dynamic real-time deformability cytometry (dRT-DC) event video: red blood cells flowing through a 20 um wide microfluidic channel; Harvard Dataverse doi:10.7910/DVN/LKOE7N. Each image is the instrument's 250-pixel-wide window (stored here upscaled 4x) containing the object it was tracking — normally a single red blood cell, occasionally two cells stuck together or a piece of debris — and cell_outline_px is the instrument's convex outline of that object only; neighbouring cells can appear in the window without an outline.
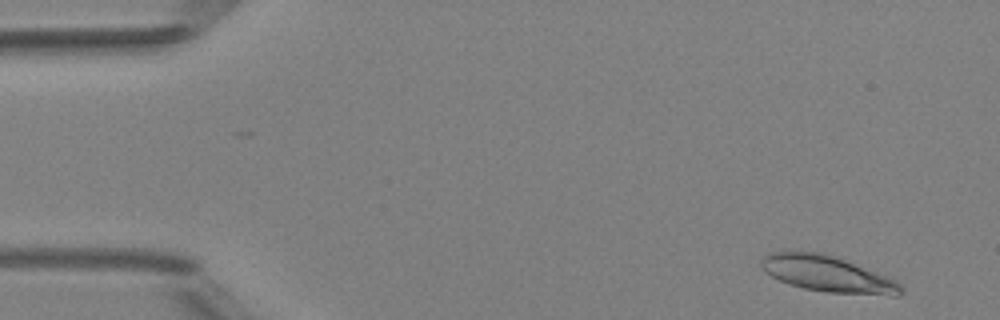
{"species": "Egyptian fruit bat (a non-hibernating species)", "species_latin": "Rousettus aegyptiacus", "temperature_condition": "room temperature", "stored_images_in_passage": 4, "camera_frame_rate_fps": 3000, "um_per_image_px": 0.085, "animal": {"sex": "female"}, "frame": {"image": 1, "passage_image": 1, "time_ms": 0.0, "image_size_px": [1000, 320], "cell_outline_px": [[904, 292], [900, 296], [892, 296], [828, 292], [804, 288], [788, 284], [764, 272], [760, 264], [760, 260], [768, 252], [824, 252], [888, 276], [900, 284]], "centroid_in_image_um": [70.36, 23.29], "position_along_channel_um": 14.6, "area_um2": 29.42}}
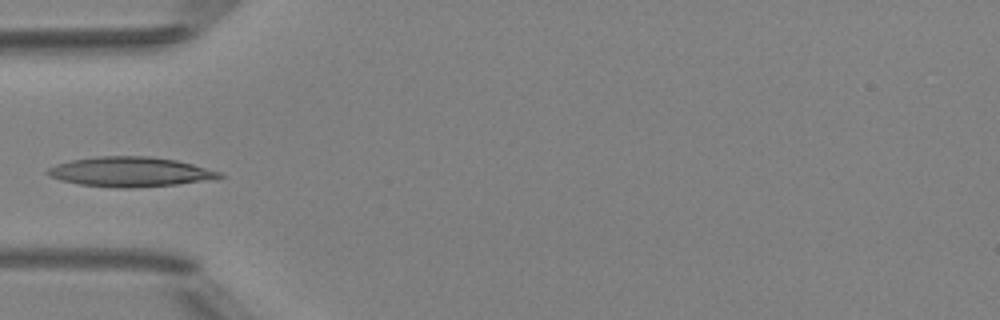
{"frame": {"image": 2, "passage_image": 4, "time_ms": 4.333, "image_size_px": [1000, 320], "cell_outline_px": [[224, 176], [176, 184], [132, 188], [116, 188], [80, 184], [60, 180], [44, 172], [48, 168], [56, 164], [72, 160], [96, 156], [152, 156], [176, 160], [192, 164], [220, 172]], "centroid_in_image_um": [10.99, 14.59], "position_along_channel_um": 74.0, "area_um2": 29.42}}